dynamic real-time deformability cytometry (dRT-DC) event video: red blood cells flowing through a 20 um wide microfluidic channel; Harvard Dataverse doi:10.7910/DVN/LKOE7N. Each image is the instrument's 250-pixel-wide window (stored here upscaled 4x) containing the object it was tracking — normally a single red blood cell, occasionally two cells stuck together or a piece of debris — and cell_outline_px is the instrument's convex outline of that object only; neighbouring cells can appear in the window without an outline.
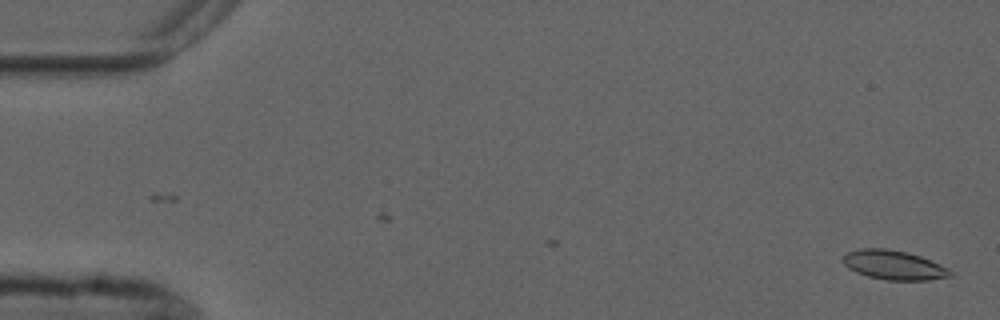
{"species": "common noctule bat (a hibernating species)", "species_latin": "Nyctalus noctula", "temperature_condition": "cold", "stored_images_in_passage": 2, "camera_frame_rate_fps": 3000, "um_per_image_px": 0.085, "animal": {"sex": "male", "forearm_length_mm": 52.5}, "frame": {"image": 1, "passage_image": 2, "time_ms": 1.0, "image_size_px": [1000, 320], "cell_outline_px": [[952, 276], [928, 280], [888, 280], [868, 276], [856, 272], [848, 268], [844, 264], [844, 256], [848, 252], [860, 248], [884, 248], [908, 252], [920, 256], [940, 264], [948, 268], [952, 272]], "centroid_in_image_um": [75.99, 22.52], "position_along_channel_um": 9.0, "area_um2": 18.21}}